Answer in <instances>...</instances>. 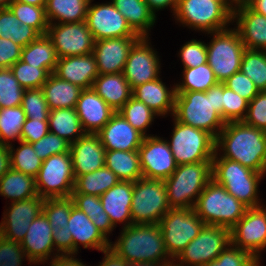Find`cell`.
<instances>
[{
    "instance_id": "6da1fadb",
    "label": "cell",
    "mask_w": 266,
    "mask_h": 266,
    "mask_svg": "<svg viewBox=\"0 0 266 266\" xmlns=\"http://www.w3.org/2000/svg\"><path fill=\"white\" fill-rule=\"evenodd\" d=\"M213 158H227L262 174H266V131L242 121L226 122L216 138ZM221 147L224 154L218 156Z\"/></svg>"
},
{
    "instance_id": "7a4b0ae2",
    "label": "cell",
    "mask_w": 266,
    "mask_h": 266,
    "mask_svg": "<svg viewBox=\"0 0 266 266\" xmlns=\"http://www.w3.org/2000/svg\"><path fill=\"white\" fill-rule=\"evenodd\" d=\"M122 230L119 239L110 244V249L126 263L169 265L174 262L167 252L159 224H132Z\"/></svg>"
},
{
    "instance_id": "3957f363",
    "label": "cell",
    "mask_w": 266,
    "mask_h": 266,
    "mask_svg": "<svg viewBox=\"0 0 266 266\" xmlns=\"http://www.w3.org/2000/svg\"><path fill=\"white\" fill-rule=\"evenodd\" d=\"M211 173L212 161L177 165L164 180L170 208H194L198 196L212 179Z\"/></svg>"
},
{
    "instance_id": "277c9868",
    "label": "cell",
    "mask_w": 266,
    "mask_h": 266,
    "mask_svg": "<svg viewBox=\"0 0 266 266\" xmlns=\"http://www.w3.org/2000/svg\"><path fill=\"white\" fill-rule=\"evenodd\" d=\"M248 207L211 179L198 196L196 214L206 225L231 229L245 214Z\"/></svg>"
},
{
    "instance_id": "5b68a950",
    "label": "cell",
    "mask_w": 266,
    "mask_h": 266,
    "mask_svg": "<svg viewBox=\"0 0 266 266\" xmlns=\"http://www.w3.org/2000/svg\"><path fill=\"white\" fill-rule=\"evenodd\" d=\"M173 116L181 123L207 131L215 139L225 126L213 108L212 87L206 92H176Z\"/></svg>"
},
{
    "instance_id": "8992f818",
    "label": "cell",
    "mask_w": 266,
    "mask_h": 266,
    "mask_svg": "<svg viewBox=\"0 0 266 266\" xmlns=\"http://www.w3.org/2000/svg\"><path fill=\"white\" fill-rule=\"evenodd\" d=\"M212 179L248 208L261 206L258 184L264 174L227 158L212 159Z\"/></svg>"
},
{
    "instance_id": "52a82bcc",
    "label": "cell",
    "mask_w": 266,
    "mask_h": 266,
    "mask_svg": "<svg viewBox=\"0 0 266 266\" xmlns=\"http://www.w3.org/2000/svg\"><path fill=\"white\" fill-rule=\"evenodd\" d=\"M233 5L234 3H219L214 0H178L173 15L185 26L211 34L227 28L237 6Z\"/></svg>"
},
{
    "instance_id": "ba28073f",
    "label": "cell",
    "mask_w": 266,
    "mask_h": 266,
    "mask_svg": "<svg viewBox=\"0 0 266 266\" xmlns=\"http://www.w3.org/2000/svg\"><path fill=\"white\" fill-rule=\"evenodd\" d=\"M171 142L168 141L177 165L212 161L216 139L207 131L194 128L174 118Z\"/></svg>"
},
{
    "instance_id": "9c48e42d",
    "label": "cell",
    "mask_w": 266,
    "mask_h": 266,
    "mask_svg": "<svg viewBox=\"0 0 266 266\" xmlns=\"http://www.w3.org/2000/svg\"><path fill=\"white\" fill-rule=\"evenodd\" d=\"M213 39L207 46V63L218 82L223 83L240 71L241 60L246 49L238 31L234 28L212 32Z\"/></svg>"
},
{
    "instance_id": "30bf717a",
    "label": "cell",
    "mask_w": 266,
    "mask_h": 266,
    "mask_svg": "<svg viewBox=\"0 0 266 266\" xmlns=\"http://www.w3.org/2000/svg\"><path fill=\"white\" fill-rule=\"evenodd\" d=\"M169 209L164 180L141 178L134 182L132 224H159Z\"/></svg>"
},
{
    "instance_id": "8fae6325",
    "label": "cell",
    "mask_w": 266,
    "mask_h": 266,
    "mask_svg": "<svg viewBox=\"0 0 266 266\" xmlns=\"http://www.w3.org/2000/svg\"><path fill=\"white\" fill-rule=\"evenodd\" d=\"M206 224L194 208H170L159 222L168 254L174 259Z\"/></svg>"
},
{
    "instance_id": "7c38bea8",
    "label": "cell",
    "mask_w": 266,
    "mask_h": 266,
    "mask_svg": "<svg viewBox=\"0 0 266 266\" xmlns=\"http://www.w3.org/2000/svg\"><path fill=\"white\" fill-rule=\"evenodd\" d=\"M35 182L38 195L44 199L71 197L75 177L70 152L43 160Z\"/></svg>"
},
{
    "instance_id": "4fadbf2b",
    "label": "cell",
    "mask_w": 266,
    "mask_h": 266,
    "mask_svg": "<svg viewBox=\"0 0 266 266\" xmlns=\"http://www.w3.org/2000/svg\"><path fill=\"white\" fill-rule=\"evenodd\" d=\"M231 244L230 229L222 226L205 225L199 235L175 258L178 266H203L215 260Z\"/></svg>"
},
{
    "instance_id": "5bb4252c",
    "label": "cell",
    "mask_w": 266,
    "mask_h": 266,
    "mask_svg": "<svg viewBox=\"0 0 266 266\" xmlns=\"http://www.w3.org/2000/svg\"><path fill=\"white\" fill-rule=\"evenodd\" d=\"M231 244L259 258L266 248V207L248 208L230 229Z\"/></svg>"
},
{
    "instance_id": "9a60e30c",
    "label": "cell",
    "mask_w": 266,
    "mask_h": 266,
    "mask_svg": "<svg viewBox=\"0 0 266 266\" xmlns=\"http://www.w3.org/2000/svg\"><path fill=\"white\" fill-rule=\"evenodd\" d=\"M47 36L52 40L58 58L81 56L93 52L94 38L85 21L49 24Z\"/></svg>"
},
{
    "instance_id": "2e32d148",
    "label": "cell",
    "mask_w": 266,
    "mask_h": 266,
    "mask_svg": "<svg viewBox=\"0 0 266 266\" xmlns=\"http://www.w3.org/2000/svg\"><path fill=\"white\" fill-rule=\"evenodd\" d=\"M138 154L145 179L165 180L177 168L168 141L160 137L153 135L144 137Z\"/></svg>"
},
{
    "instance_id": "e0dca14e",
    "label": "cell",
    "mask_w": 266,
    "mask_h": 266,
    "mask_svg": "<svg viewBox=\"0 0 266 266\" xmlns=\"http://www.w3.org/2000/svg\"><path fill=\"white\" fill-rule=\"evenodd\" d=\"M88 5L86 24L95 41L101 39L138 36L112 3Z\"/></svg>"
},
{
    "instance_id": "ac0fdd59",
    "label": "cell",
    "mask_w": 266,
    "mask_h": 266,
    "mask_svg": "<svg viewBox=\"0 0 266 266\" xmlns=\"http://www.w3.org/2000/svg\"><path fill=\"white\" fill-rule=\"evenodd\" d=\"M160 61L155 50L149 46L148 37H141L131 48L123 76L134 87L159 78Z\"/></svg>"
},
{
    "instance_id": "d6986e66",
    "label": "cell",
    "mask_w": 266,
    "mask_h": 266,
    "mask_svg": "<svg viewBox=\"0 0 266 266\" xmlns=\"http://www.w3.org/2000/svg\"><path fill=\"white\" fill-rule=\"evenodd\" d=\"M44 198L40 195L11 203L0 223V235L21 243L30 223L42 212Z\"/></svg>"
},
{
    "instance_id": "ffe728a7",
    "label": "cell",
    "mask_w": 266,
    "mask_h": 266,
    "mask_svg": "<svg viewBox=\"0 0 266 266\" xmlns=\"http://www.w3.org/2000/svg\"><path fill=\"white\" fill-rule=\"evenodd\" d=\"M140 38L139 36H126L95 41L93 54L98 73H122L132 46Z\"/></svg>"
},
{
    "instance_id": "44dd1931",
    "label": "cell",
    "mask_w": 266,
    "mask_h": 266,
    "mask_svg": "<svg viewBox=\"0 0 266 266\" xmlns=\"http://www.w3.org/2000/svg\"><path fill=\"white\" fill-rule=\"evenodd\" d=\"M105 148L98 134L85 133L70 144V155L75 179L92 173L105 165Z\"/></svg>"
},
{
    "instance_id": "7402d4cb",
    "label": "cell",
    "mask_w": 266,
    "mask_h": 266,
    "mask_svg": "<svg viewBox=\"0 0 266 266\" xmlns=\"http://www.w3.org/2000/svg\"><path fill=\"white\" fill-rule=\"evenodd\" d=\"M105 150L138 151L144 136L118 112L97 133Z\"/></svg>"
},
{
    "instance_id": "603a6c76",
    "label": "cell",
    "mask_w": 266,
    "mask_h": 266,
    "mask_svg": "<svg viewBox=\"0 0 266 266\" xmlns=\"http://www.w3.org/2000/svg\"><path fill=\"white\" fill-rule=\"evenodd\" d=\"M26 253L29 263H45L54 249L53 229L47 217L41 212L27 230V233L20 243ZM53 249V250H52Z\"/></svg>"
},
{
    "instance_id": "cb8c5ba5",
    "label": "cell",
    "mask_w": 266,
    "mask_h": 266,
    "mask_svg": "<svg viewBox=\"0 0 266 266\" xmlns=\"http://www.w3.org/2000/svg\"><path fill=\"white\" fill-rule=\"evenodd\" d=\"M235 18L236 30L244 46L266 51V16L257 13L246 2H240L233 11V22Z\"/></svg>"
},
{
    "instance_id": "d4e9b609",
    "label": "cell",
    "mask_w": 266,
    "mask_h": 266,
    "mask_svg": "<svg viewBox=\"0 0 266 266\" xmlns=\"http://www.w3.org/2000/svg\"><path fill=\"white\" fill-rule=\"evenodd\" d=\"M75 110L85 133L97 134L116 112L92 88L83 89Z\"/></svg>"
},
{
    "instance_id": "484cf974",
    "label": "cell",
    "mask_w": 266,
    "mask_h": 266,
    "mask_svg": "<svg viewBox=\"0 0 266 266\" xmlns=\"http://www.w3.org/2000/svg\"><path fill=\"white\" fill-rule=\"evenodd\" d=\"M53 74L82 89L92 88L94 80L99 76L93 52L81 56L58 58Z\"/></svg>"
},
{
    "instance_id": "4316f807",
    "label": "cell",
    "mask_w": 266,
    "mask_h": 266,
    "mask_svg": "<svg viewBox=\"0 0 266 266\" xmlns=\"http://www.w3.org/2000/svg\"><path fill=\"white\" fill-rule=\"evenodd\" d=\"M67 229L73 237L74 255L78 252L79 244L83 245L85 249L94 248L103 252L109 249L112 243L100 232L89 217L75 206L71 209Z\"/></svg>"
},
{
    "instance_id": "83f0119b",
    "label": "cell",
    "mask_w": 266,
    "mask_h": 266,
    "mask_svg": "<svg viewBox=\"0 0 266 266\" xmlns=\"http://www.w3.org/2000/svg\"><path fill=\"white\" fill-rule=\"evenodd\" d=\"M134 182L119 181L101 196V204L108 214L113 227L126 222L124 227L132 225L131 205ZM128 221V222H127Z\"/></svg>"
},
{
    "instance_id": "f1b7e54d",
    "label": "cell",
    "mask_w": 266,
    "mask_h": 266,
    "mask_svg": "<svg viewBox=\"0 0 266 266\" xmlns=\"http://www.w3.org/2000/svg\"><path fill=\"white\" fill-rule=\"evenodd\" d=\"M160 77L156 80L140 84L132 89V97L143 102L157 116L166 115L168 112L174 113L175 87L168 90Z\"/></svg>"
},
{
    "instance_id": "f546056e",
    "label": "cell",
    "mask_w": 266,
    "mask_h": 266,
    "mask_svg": "<svg viewBox=\"0 0 266 266\" xmlns=\"http://www.w3.org/2000/svg\"><path fill=\"white\" fill-rule=\"evenodd\" d=\"M92 89L116 112L132 97V88L123 73L99 74Z\"/></svg>"
},
{
    "instance_id": "4dcf8cb0",
    "label": "cell",
    "mask_w": 266,
    "mask_h": 266,
    "mask_svg": "<svg viewBox=\"0 0 266 266\" xmlns=\"http://www.w3.org/2000/svg\"><path fill=\"white\" fill-rule=\"evenodd\" d=\"M42 90L49 110H52L75 108L83 89L51 73L43 84Z\"/></svg>"
},
{
    "instance_id": "1f68e13d",
    "label": "cell",
    "mask_w": 266,
    "mask_h": 266,
    "mask_svg": "<svg viewBox=\"0 0 266 266\" xmlns=\"http://www.w3.org/2000/svg\"><path fill=\"white\" fill-rule=\"evenodd\" d=\"M111 3L139 37H148V29L154 25L156 14L144 0H112Z\"/></svg>"
},
{
    "instance_id": "d6a6232c",
    "label": "cell",
    "mask_w": 266,
    "mask_h": 266,
    "mask_svg": "<svg viewBox=\"0 0 266 266\" xmlns=\"http://www.w3.org/2000/svg\"><path fill=\"white\" fill-rule=\"evenodd\" d=\"M104 163L120 181L135 182L143 178L138 151L106 150Z\"/></svg>"
},
{
    "instance_id": "836d02e7",
    "label": "cell",
    "mask_w": 266,
    "mask_h": 266,
    "mask_svg": "<svg viewBox=\"0 0 266 266\" xmlns=\"http://www.w3.org/2000/svg\"><path fill=\"white\" fill-rule=\"evenodd\" d=\"M48 126L49 132L58 135L70 144L85 134L75 108L50 110Z\"/></svg>"
},
{
    "instance_id": "e575fe53",
    "label": "cell",
    "mask_w": 266,
    "mask_h": 266,
    "mask_svg": "<svg viewBox=\"0 0 266 266\" xmlns=\"http://www.w3.org/2000/svg\"><path fill=\"white\" fill-rule=\"evenodd\" d=\"M0 195L12 203L33 198L38 195L35 178L10 168L0 178Z\"/></svg>"
},
{
    "instance_id": "d590c367",
    "label": "cell",
    "mask_w": 266,
    "mask_h": 266,
    "mask_svg": "<svg viewBox=\"0 0 266 266\" xmlns=\"http://www.w3.org/2000/svg\"><path fill=\"white\" fill-rule=\"evenodd\" d=\"M33 66H42L53 73L58 62V56L52 40L46 35H40L36 40L22 47L21 59Z\"/></svg>"
},
{
    "instance_id": "8d00e7d4",
    "label": "cell",
    "mask_w": 266,
    "mask_h": 266,
    "mask_svg": "<svg viewBox=\"0 0 266 266\" xmlns=\"http://www.w3.org/2000/svg\"><path fill=\"white\" fill-rule=\"evenodd\" d=\"M90 0H47L45 6L49 24L54 19L58 23H77L86 20Z\"/></svg>"
},
{
    "instance_id": "74e56055",
    "label": "cell",
    "mask_w": 266,
    "mask_h": 266,
    "mask_svg": "<svg viewBox=\"0 0 266 266\" xmlns=\"http://www.w3.org/2000/svg\"><path fill=\"white\" fill-rule=\"evenodd\" d=\"M117 175L105 165L100 169L78 176L72 193L90 194L100 197L119 182Z\"/></svg>"
},
{
    "instance_id": "f35d334b",
    "label": "cell",
    "mask_w": 266,
    "mask_h": 266,
    "mask_svg": "<svg viewBox=\"0 0 266 266\" xmlns=\"http://www.w3.org/2000/svg\"><path fill=\"white\" fill-rule=\"evenodd\" d=\"M40 34L32 27L21 24L9 8L0 9V37L10 39L22 47L36 40Z\"/></svg>"
},
{
    "instance_id": "ab89813d",
    "label": "cell",
    "mask_w": 266,
    "mask_h": 266,
    "mask_svg": "<svg viewBox=\"0 0 266 266\" xmlns=\"http://www.w3.org/2000/svg\"><path fill=\"white\" fill-rule=\"evenodd\" d=\"M74 206L83 211L93 224L106 237L114 228L108 214L104 211L101 199L98 196L82 193H72Z\"/></svg>"
},
{
    "instance_id": "60d3db41",
    "label": "cell",
    "mask_w": 266,
    "mask_h": 266,
    "mask_svg": "<svg viewBox=\"0 0 266 266\" xmlns=\"http://www.w3.org/2000/svg\"><path fill=\"white\" fill-rule=\"evenodd\" d=\"M183 73L184 81L182 84L175 85L176 92H206L219 83L208 63L198 67L184 68Z\"/></svg>"
},
{
    "instance_id": "b9f144b4",
    "label": "cell",
    "mask_w": 266,
    "mask_h": 266,
    "mask_svg": "<svg viewBox=\"0 0 266 266\" xmlns=\"http://www.w3.org/2000/svg\"><path fill=\"white\" fill-rule=\"evenodd\" d=\"M19 142L20 147L16 151L11 143L8 146L11 169L36 178L43 160L36 155L31 143L21 140Z\"/></svg>"
},
{
    "instance_id": "7bdbcfd3",
    "label": "cell",
    "mask_w": 266,
    "mask_h": 266,
    "mask_svg": "<svg viewBox=\"0 0 266 266\" xmlns=\"http://www.w3.org/2000/svg\"><path fill=\"white\" fill-rule=\"evenodd\" d=\"M240 71L253 81L259 91H266V51L246 48Z\"/></svg>"
},
{
    "instance_id": "ee69618b",
    "label": "cell",
    "mask_w": 266,
    "mask_h": 266,
    "mask_svg": "<svg viewBox=\"0 0 266 266\" xmlns=\"http://www.w3.org/2000/svg\"><path fill=\"white\" fill-rule=\"evenodd\" d=\"M26 115L21 105L1 108L0 111V144L9 146L10 140H21V130Z\"/></svg>"
},
{
    "instance_id": "f6af8a7d",
    "label": "cell",
    "mask_w": 266,
    "mask_h": 266,
    "mask_svg": "<svg viewBox=\"0 0 266 266\" xmlns=\"http://www.w3.org/2000/svg\"><path fill=\"white\" fill-rule=\"evenodd\" d=\"M21 22L34 28L40 35H46L49 22L45 6H35L20 1H13L8 7Z\"/></svg>"
},
{
    "instance_id": "bcb514c9",
    "label": "cell",
    "mask_w": 266,
    "mask_h": 266,
    "mask_svg": "<svg viewBox=\"0 0 266 266\" xmlns=\"http://www.w3.org/2000/svg\"><path fill=\"white\" fill-rule=\"evenodd\" d=\"M128 123H130L144 137L147 136L146 129L157 115L143 102L131 97L118 111Z\"/></svg>"
},
{
    "instance_id": "7dc6e473",
    "label": "cell",
    "mask_w": 266,
    "mask_h": 266,
    "mask_svg": "<svg viewBox=\"0 0 266 266\" xmlns=\"http://www.w3.org/2000/svg\"><path fill=\"white\" fill-rule=\"evenodd\" d=\"M10 69L24 90L42 88L51 74L42 66L29 65L22 60H18Z\"/></svg>"
},
{
    "instance_id": "c3c4849f",
    "label": "cell",
    "mask_w": 266,
    "mask_h": 266,
    "mask_svg": "<svg viewBox=\"0 0 266 266\" xmlns=\"http://www.w3.org/2000/svg\"><path fill=\"white\" fill-rule=\"evenodd\" d=\"M74 206L71 197L48 198L44 200L42 212L48 219L53 230H58L68 224L71 209Z\"/></svg>"
},
{
    "instance_id": "681fc988",
    "label": "cell",
    "mask_w": 266,
    "mask_h": 266,
    "mask_svg": "<svg viewBox=\"0 0 266 266\" xmlns=\"http://www.w3.org/2000/svg\"><path fill=\"white\" fill-rule=\"evenodd\" d=\"M24 91L10 68H0L1 108L21 105Z\"/></svg>"
},
{
    "instance_id": "f907efd6",
    "label": "cell",
    "mask_w": 266,
    "mask_h": 266,
    "mask_svg": "<svg viewBox=\"0 0 266 266\" xmlns=\"http://www.w3.org/2000/svg\"><path fill=\"white\" fill-rule=\"evenodd\" d=\"M21 107L25 112L26 118L48 119L50 110L42 88L25 90L22 97Z\"/></svg>"
},
{
    "instance_id": "816d5d0a",
    "label": "cell",
    "mask_w": 266,
    "mask_h": 266,
    "mask_svg": "<svg viewBox=\"0 0 266 266\" xmlns=\"http://www.w3.org/2000/svg\"><path fill=\"white\" fill-rule=\"evenodd\" d=\"M247 109L248 101L223 83V120L225 123L242 121Z\"/></svg>"
},
{
    "instance_id": "f5cc1de1",
    "label": "cell",
    "mask_w": 266,
    "mask_h": 266,
    "mask_svg": "<svg viewBox=\"0 0 266 266\" xmlns=\"http://www.w3.org/2000/svg\"><path fill=\"white\" fill-rule=\"evenodd\" d=\"M31 144L36 155L42 160H46L52 155L70 151V143L51 132Z\"/></svg>"
},
{
    "instance_id": "db71d44e",
    "label": "cell",
    "mask_w": 266,
    "mask_h": 266,
    "mask_svg": "<svg viewBox=\"0 0 266 266\" xmlns=\"http://www.w3.org/2000/svg\"><path fill=\"white\" fill-rule=\"evenodd\" d=\"M242 122L248 126L266 131V91H259L248 102L247 113Z\"/></svg>"
},
{
    "instance_id": "11a10c76",
    "label": "cell",
    "mask_w": 266,
    "mask_h": 266,
    "mask_svg": "<svg viewBox=\"0 0 266 266\" xmlns=\"http://www.w3.org/2000/svg\"><path fill=\"white\" fill-rule=\"evenodd\" d=\"M255 258L232 244H229L221 254L203 266H250Z\"/></svg>"
},
{
    "instance_id": "9f6ffc18",
    "label": "cell",
    "mask_w": 266,
    "mask_h": 266,
    "mask_svg": "<svg viewBox=\"0 0 266 266\" xmlns=\"http://www.w3.org/2000/svg\"><path fill=\"white\" fill-rule=\"evenodd\" d=\"M179 54L184 68L198 67L207 63V46L204 42L195 39L184 44Z\"/></svg>"
},
{
    "instance_id": "6f0895ef",
    "label": "cell",
    "mask_w": 266,
    "mask_h": 266,
    "mask_svg": "<svg viewBox=\"0 0 266 266\" xmlns=\"http://www.w3.org/2000/svg\"><path fill=\"white\" fill-rule=\"evenodd\" d=\"M24 257L27 256L19 242L0 235V266H21Z\"/></svg>"
},
{
    "instance_id": "680465c9",
    "label": "cell",
    "mask_w": 266,
    "mask_h": 266,
    "mask_svg": "<svg viewBox=\"0 0 266 266\" xmlns=\"http://www.w3.org/2000/svg\"><path fill=\"white\" fill-rule=\"evenodd\" d=\"M223 83L248 102H250L259 92L253 81L241 71L234 73Z\"/></svg>"
},
{
    "instance_id": "91938a15",
    "label": "cell",
    "mask_w": 266,
    "mask_h": 266,
    "mask_svg": "<svg viewBox=\"0 0 266 266\" xmlns=\"http://www.w3.org/2000/svg\"><path fill=\"white\" fill-rule=\"evenodd\" d=\"M49 132L48 119L26 118L21 130V141L33 143Z\"/></svg>"
},
{
    "instance_id": "94428289",
    "label": "cell",
    "mask_w": 266,
    "mask_h": 266,
    "mask_svg": "<svg viewBox=\"0 0 266 266\" xmlns=\"http://www.w3.org/2000/svg\"><path fill=\"white\" fill-rule=\"evenodd\" d=\"M22 46L0 37V68H10L21 59Z\"/></svg>"
},
{
    "instance_id": "6125c7cd",
    "label": "cell",
    "mask_w": 266,
    "mask_h": 266,
    "mask_svg": "<svg viewBox=\"0 0 266 266\" xmlns=\"http://www.w3.org/2000/svg\"><path fill=\"white\" fill-rule=\"evenodd\" d=\"M53 243L59 255H74L73 237L67 225L58 230H53ZM61 253H60V252Z\"/></svg>"
},
{
    "instance_id": "be15d7a7",
    "label": "cell",
    "mask_w": 266,
    "mask_h": 266,
    "mask_svg": "<svg viewBox=\"0 0 266 266\" xmlns=\"http://www.w3.org/2000/svg\"><path fill=\"white\" fill-rule=\"evenodd\" d=\"M55 255L50 262V266H86L80 260L75 259L73 255H59L57 253Z\"/></svg>"
},
{
    "instance_id": "e7e4bbea",
    "label": "cell",
    "mask_w": 266,
    "mask_h": 266,
    "mask_svg": "<svg viewBox=\"0 0 266 266\" xmlns=\"http://www.w3.org/2000/svg\"><path fill=\"white\" fill-rule=\"evenodd\" d=\"M212 102L213 108L223 118V83H218L212 87Z\"/></svg>"
},
{
    "instance_id": "03108f58",
    "label": "cell",
    "mask_w": 266,
    "mask_h": 266,
    "mask_svg": "<svg viewBox=\"0 0 266 266\" xmlns=\"http://www.w3.org/2000/svg\"><path fill=\"white\" fill-rule=\"evenodd\" d=\"M105 254L103 262H99V266H127L126 263L121 257H119L113 250L106 249L103 251Z\"/></svg>"
},
{
    "instance_id": "003e7915",
    "label": "cell",
    "mask_w": 266,
    "mask_h": 266,
    "mask_svg": "<svg viewBox=\"0 0 266 266\" xmlns=\"http://www.w3.org/2000/svg\"><path fill=\"white\" fill-rule=\"evenodd\" d=\"M150 10L155 14L156 10L164 9L166 7H170L173 10V13H175L178 0H144Z\"/></svg>"
},
{
    "instance_id": "a7ac6f4b",
    "label": "cell",
    "mask_w": 266,
    "mask_h": 266,
    "mask_svg": "<svg viewBox=\"0 0 266 266\" xmlns=\"http://www.w3.org/2000/svg\"><path fill=\"white\" fill-rule=\"evenodd\" d=\"M11 168L9 148L0 144V178Z\"/></svg>"
},
{
    "instance_id": "89a4df30",
    "label": "cell",
    "mask_w": 266,
    "mask_h": 266,
    "mask_svg": "<svg viewBox=\"0 0 266 266\" xmlns=\"http://www.w3.org/2000/svg\"><path fill=\"white\" fill-rule=\"evenodd\" d=\"M246 3L257 13L266 16V0H248Z\"/></svg>"
},
{
    "instance_id": "2644e50d",
    "label": "cell",
    "mask_w": 266,
    "mask_h": 266,
    "mask_svg": "<svg viewBox=\"0 0 266 266\" xmlns=\"http://www.w3.org/2000/svg\"><path fill=\"white\" fill-rule=\"evenodd\" d=\"M35 6H46L47 0H15Z\"/></svg>"
},
{
    "instance_id": "8c879c8a",
    "label": "cell",
    "mask_w": 266,
    "mask_h": 266,
    "mask_svg": "<svg viewBox=\"0 0 266 266\" xmlns=\"http://www.w3.org/2000/svg\"><path fill=\"white\" fill-rule=\"evenodd\" d=\"M166 264H158V263H133L128 264L127 266H165Z\"/></svg>"
},
{
    "instance_id": "753ad0ef",
    "label": "cell",
    "mask_w": 266,
    "mask_h": 266,
    "mask_svg": "<svg viewBox=\"0 0 266 266\" xmlns=\"http://www.w3.org/2000/svg\"><path fill=\"white\" fill-rule=\"evenodd\" d=\"M14 0H0V9L8 8Z\"/></svg>"
},
{
    "instance_id": "34e18365",
    "label": "cell",
    "mask_w": 266,
    "mask_h": 266,
    "mask_svg": "<svg viewBox=\"0 0 266 266\" xmlns=\"http://www.w3.org/2000/svg\"><path fill=\"white\" fill-rule=\"evenodd\" d=\"M214 1H218L219 3H235V4H237V2L235 0H214Z\"/></svg>"
},
{
    "instance_id": "11e5206c",
    "label": "cell",
    "mask_w": 266,
    "mask_h": 266,
    "mask_svg": "<svg viewBox=\"0 0 266 266\" xmlns=\"http://www.w3.org/2000/svg\"><path fill=\"white\" fill-rule=\"evenodd\" d=\"M259 259H260V258H255V259L251 262L250 266H260V265H258V264H259Z\"/></svg>"
},
{
    "instance_id": "2a66077c",
    "label": "cell",
    "mask_w": 266,
    "mask_h": 266,
    "mask_svg": "<svg viewBox=\"0 0 266 266\" xmlns=\"http://www.w3.org/2000/svg\"><path fill=\"white\" fill-rule=\"evenodd\" d=\"M165 266H178V265H176L175 262H174V263H171V264L165 265Z\"/></svg>"
},
{
    "instance_id": "b9fcfbb0",
    "label": "cell",
    "mask_w": 266,
    "mask_h": 266,
    "mask_svg": "<svg viewBox=\"0 0 266 266\" xmlns=\"http://www.w3.org/2000/svg\"><path fill=\"white\" fill-rule=\"evenodd\" d=\"M237 3L246 2V0H235Z\"/></svg>"
}]
</instances>
